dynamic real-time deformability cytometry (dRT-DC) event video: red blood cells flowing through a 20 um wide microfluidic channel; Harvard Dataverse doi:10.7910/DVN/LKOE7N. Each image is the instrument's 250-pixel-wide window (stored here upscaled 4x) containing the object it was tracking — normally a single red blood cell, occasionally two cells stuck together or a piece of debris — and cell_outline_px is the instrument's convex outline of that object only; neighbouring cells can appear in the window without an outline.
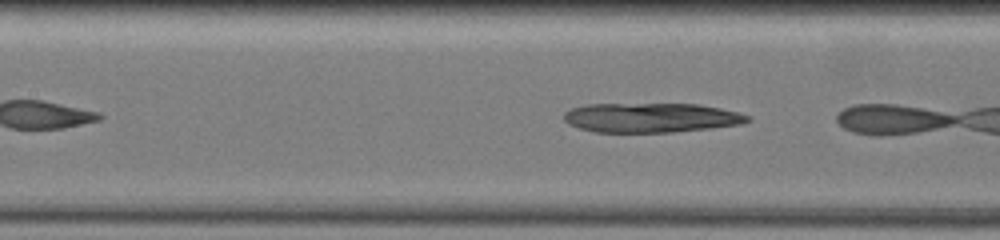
{"species": "common noctule bat (a hibernating species)", "species_latin": "Nyctalus noctula", "temperature_condition": "warm", "stored_images_in_passage": 34, "camera_frame_rate_fps": 3000, "um_per_image_px": 0.085, "animal": {"sex": "female", "body_mass_g": 19.5, "forearm_length_mm": 54.1}, "frame": {"image": 1, "passage_image": 15, "time_ms": 4.333, "image_size_px": [1000, 240], "cell_outline_px": [[752, 120], [740, 124], [708, 128], [672, 132], [596, 132], [580, 128], [568, 124], [564, 120], [564, 112], [572, 108], [588, 104], [700, 104], [720, 108], [736, 112], [748, 116]], "centroid_in_image_um": [55.31, 10.0], "position_along_channel_um": 152.1, "area_um2": 31.39}}